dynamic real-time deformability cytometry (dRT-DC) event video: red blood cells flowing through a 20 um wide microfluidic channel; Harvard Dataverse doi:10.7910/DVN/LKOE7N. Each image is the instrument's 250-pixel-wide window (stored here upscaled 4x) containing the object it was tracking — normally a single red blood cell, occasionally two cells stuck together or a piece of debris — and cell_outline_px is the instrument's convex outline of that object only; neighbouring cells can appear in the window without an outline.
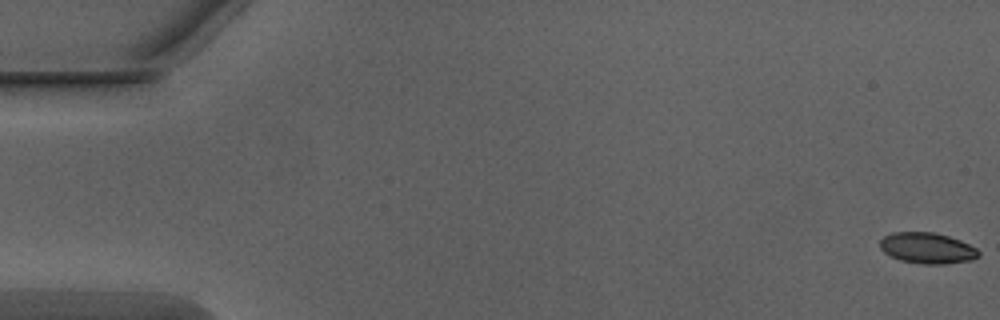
{"species": "Egyptian fruit bat (a non-hibernating species)", "species_latin": "Rousettus aegyptiacus", "temperature_condition": "warm", "stored_images_in_passage": 14, "camera_frame_rate_fps": 3000, "um_per_image_px": 0.085, "animal": {"sex": "male"}, "frame": {"image": 1, "passage_image": 1, "time_ms": 0.0, "image_size_px": [1000, 320], "cell_outline_px": [[980, 256], [972, 260], [944, 264], [924, 264], [900, 260], [884, 252], [880, 248], [880, 240], [884, 236], [892, 232], [932, 232], [948, 236], [960, 240], [976, 248], [980, 252]], "centroid_in_image_um": [78.82, 21.09], "position_along_channel_um": 6.2, "area_um2": 17.74}}